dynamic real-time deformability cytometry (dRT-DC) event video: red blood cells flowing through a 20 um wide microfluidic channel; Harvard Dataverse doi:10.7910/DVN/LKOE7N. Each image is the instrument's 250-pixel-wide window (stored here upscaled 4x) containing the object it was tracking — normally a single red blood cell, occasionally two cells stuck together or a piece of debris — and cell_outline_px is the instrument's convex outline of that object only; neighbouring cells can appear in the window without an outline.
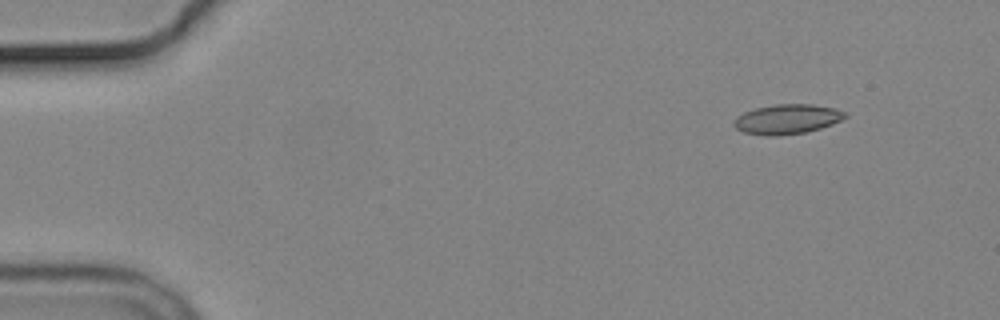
{"species": "common noctule bat (a hibernating species)", "species_latin": "Nyctalus noctula", "temperature_condition": "cold", "stored_images_in_passage": 5, "segment_of_instrument_passage": [1, 2], "camera_frame_rate_fps": 3000, "um_per_image_px": 0.085, "animal": {"sex": "male", "body_mass_g": 19.2, "forearm_length_mm": 51.8}, "frame": {"image": 1, "passage_image": 1, "time_ms": 0.0, "image_size_px": [1000, 320], "cell_outline_px": [[848, 116], [832, 124], [820, 128], [804, 132], [776, 136], [764, 136], [744, 132], [736, 128], [732, 124], [732, 120], [736, 116], [744, 112], [756, 108], [776, 104], [812, 104], [836, 108], [848, 112]], "centroid_in_image_um": [66.9, 10.12], "position_along_channel_um": 18.1, "area_um2": 19.42}}